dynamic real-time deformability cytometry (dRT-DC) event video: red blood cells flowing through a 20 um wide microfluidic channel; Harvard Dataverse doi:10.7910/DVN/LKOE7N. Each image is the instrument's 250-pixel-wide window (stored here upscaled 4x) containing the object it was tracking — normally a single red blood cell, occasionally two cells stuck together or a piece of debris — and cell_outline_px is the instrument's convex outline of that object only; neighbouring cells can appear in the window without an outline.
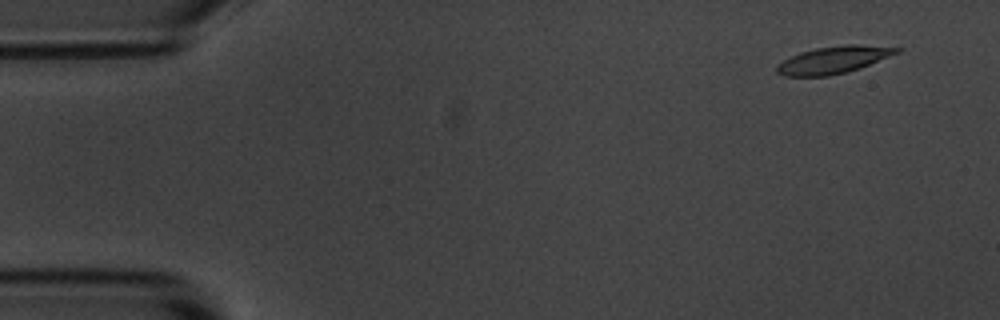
{"species": "common noctule bat (a hibernating species)", "species_latin": "Nyctalus noctula", "temperature_condition": "room temperature", "stored_images_in_passage": 4, "camera_frame_rate_fps": 3000, "um_per_image_px": 0.085, "animal": {"sex": "male", "body_mass_g": 20.1, "forearm_length_mm": 53.5}, "frame": {"image": 1, "passage_image": 2, "time_ms": 1.0, "image_size_px": [1000, 320], "cell_outline_px": [[904, 48], [900, 52], [860, 68], [848, 72], [828, 76], [784, 76], [776, 72], [776, 64], [800, 52], [816, 48], [844, 44], [860, 44]], "centroid_in_image_um": [70.87, 5.08], "position_along_channel_um": 14.1, "area_um2": 19.13}}